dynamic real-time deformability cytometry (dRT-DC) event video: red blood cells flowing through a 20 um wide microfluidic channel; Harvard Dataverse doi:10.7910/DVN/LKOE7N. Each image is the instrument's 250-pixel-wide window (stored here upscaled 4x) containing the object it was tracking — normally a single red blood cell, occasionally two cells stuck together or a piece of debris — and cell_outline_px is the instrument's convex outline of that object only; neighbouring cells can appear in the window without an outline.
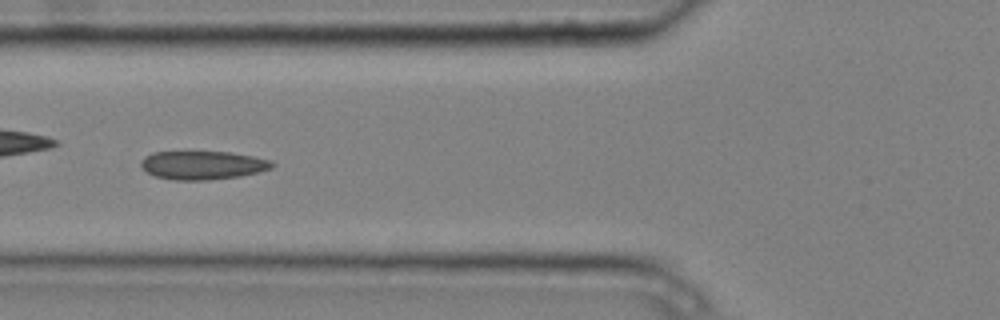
{"species": "common noctule bat (a hibernating species)", "species_latin": "Nyctalus noctula", "temperature_condition": "cold", "stored_images_in_passage": 5, "camera_frame_rate_fps": 3000, "um_per_image_px": 0.085, "animal": {"sex": "male", "body_mass_g": 20.4}, "frame": {"image": 1, "passage_image": 4, "time_ms": 1.0, "image_size_px": [1000, 320], "cell_outline_px": [[276, 164], [272, 168], [240, 176], [208, 180], [172, 180], [156, 176], [148, 172], [140, 164], [144, 156], [152, 152], [228, 152], [252, 156], [272, 160]], "centroid_in_image_um": [17.24, 14.04], "position_along_channel_um": 108.6, "area_um2": 21.68}}
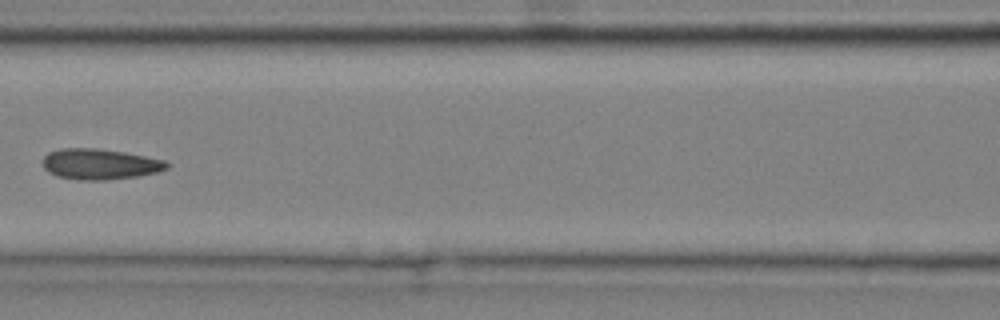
{"frame": {"image": 2, "passage_image": 5, "time_ms": 1.333, "image_size_px": [1000, 320], "cell_outline_px": [[172, 164], [168, 168], [156, 172], [136, 176], [104, 180], [80, 180], [56, 176], [48, 172], [44, 168], [44, 156], [48, 152], [60, 148], [96, 148], [124, 152], [164, 160]], "centroid_in_image_um": [8.48, 13.94], "position_along_channel_um": 158.1, "area_um2": 22.14}}